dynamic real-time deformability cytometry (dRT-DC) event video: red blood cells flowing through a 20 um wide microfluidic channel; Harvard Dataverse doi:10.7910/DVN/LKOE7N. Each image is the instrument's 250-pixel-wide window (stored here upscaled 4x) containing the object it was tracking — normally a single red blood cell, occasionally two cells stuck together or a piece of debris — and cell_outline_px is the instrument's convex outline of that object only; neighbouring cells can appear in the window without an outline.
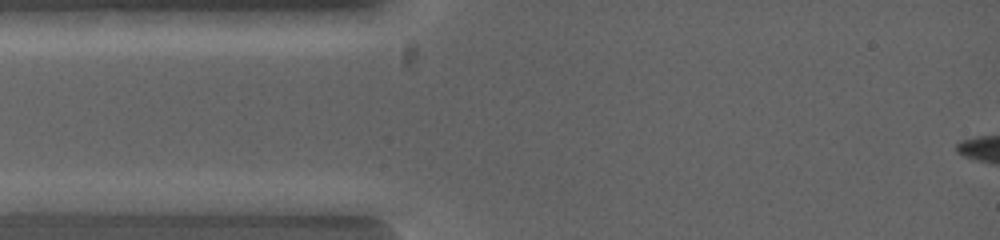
{"species": "common noctule bat (a hibernating species)", "species_latin": "Nyctalus noctula", "temperature_condition": "warm", "stored_images_in_passage": 1, "camera_frame_rate_fps": 5000, "um_per_image_px": 0.085, "animal": {"sex": "female", "body_mass_g": 19.0, "forearm_length_mm": 53.3}, "frame": {"image": 1, "passage_image": 1, "time_ms": 0.0, "image_size_px": [1000, 240], "cell_outline_px": [[304, 216], [296, 220], [228, 216], [208, 200], [224, 192], [304, 200]], "centroid_in_image_um": [22.01, 17.54], "position_along_channel_um": 63.0, "area_um2": 13.81}}